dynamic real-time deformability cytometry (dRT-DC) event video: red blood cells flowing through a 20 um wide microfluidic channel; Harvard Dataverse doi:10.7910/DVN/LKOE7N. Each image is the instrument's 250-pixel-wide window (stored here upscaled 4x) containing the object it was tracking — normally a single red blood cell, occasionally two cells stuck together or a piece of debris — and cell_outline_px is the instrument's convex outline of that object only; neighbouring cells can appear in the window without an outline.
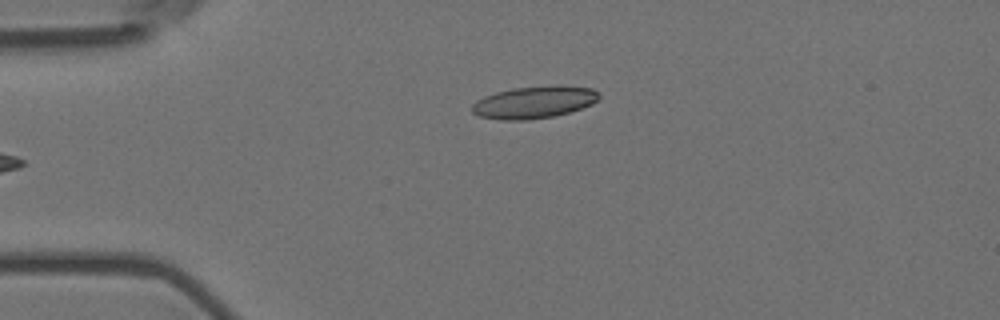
{"species": "Egyptian fruit bat (a non-hibernating species)", "species_latin": "Rousettus aegyptiacus", "temperature_condition": "room temperature", "stored_images_in_passage": 6, "camera_frame_rate_fps": 3000, "um_per_image_px": 0.085, "animal": {"sex": "female"}, "frame": {"image": 1, "passage_image": 6, "time_ms": 1.667, "image_size_px": [1000, 320], "cell_outline_px": [[600, 96], [592, 104], [568, 112], [552, 116], [524, 120], [500, 120], [480, 116], [472, 112], [472, 104], [476, 100], [484, 96], [496, 92], [512, 88], [552, 84], [560, 84], [592, 88], [600, 92]], "centroid_in_image_um": [45.41, 8.66], "position_along_channel_um": 39.6, "area_um2": 24.04}}